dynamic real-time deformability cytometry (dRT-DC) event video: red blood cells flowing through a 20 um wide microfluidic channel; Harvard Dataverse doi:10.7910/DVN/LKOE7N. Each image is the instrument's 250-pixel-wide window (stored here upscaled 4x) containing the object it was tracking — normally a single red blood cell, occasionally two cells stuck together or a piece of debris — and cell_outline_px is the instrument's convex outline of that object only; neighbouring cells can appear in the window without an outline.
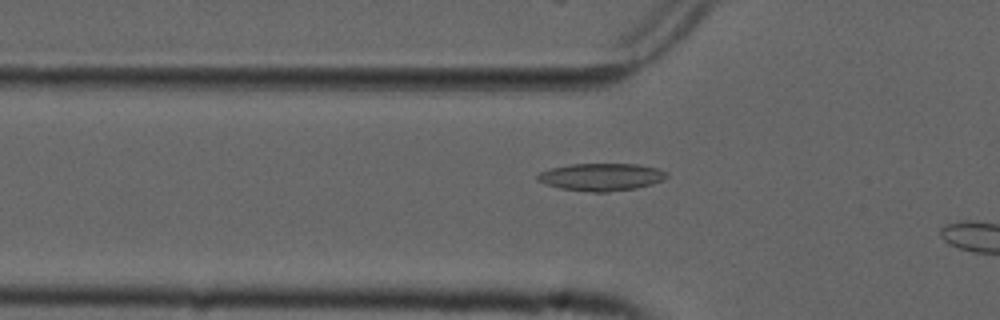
{"species": "common noctule bat (a hibernating species)", "species_latin": "Nyctalus noctula", "temperature_condition": "cold", "stored_images_in_passage": 3, "camera_frame_rate_fps": 3000, "um_per_image_px": 0.085, "animal": {"sex": "male", "forearm_length_mm": 52.5}, "frame": {"image": 1, "passage_image": 2, "time_ms": 0.333, "image_size_px": [1000, 320], "cell_outline_px": [[668, 176], [664, 180], [652, 184], [636, 188], [608, 192], [592, 192], [560, 188], [536, 180], [536, 176], [540, 172], [552, 168], [572, 164], [640, 164], [660, 168], [668, 172]], "centroid_in_image_um": [51.18, 15.04], "position_along_channel_um": 74.6, "area_um2": 20.75}}